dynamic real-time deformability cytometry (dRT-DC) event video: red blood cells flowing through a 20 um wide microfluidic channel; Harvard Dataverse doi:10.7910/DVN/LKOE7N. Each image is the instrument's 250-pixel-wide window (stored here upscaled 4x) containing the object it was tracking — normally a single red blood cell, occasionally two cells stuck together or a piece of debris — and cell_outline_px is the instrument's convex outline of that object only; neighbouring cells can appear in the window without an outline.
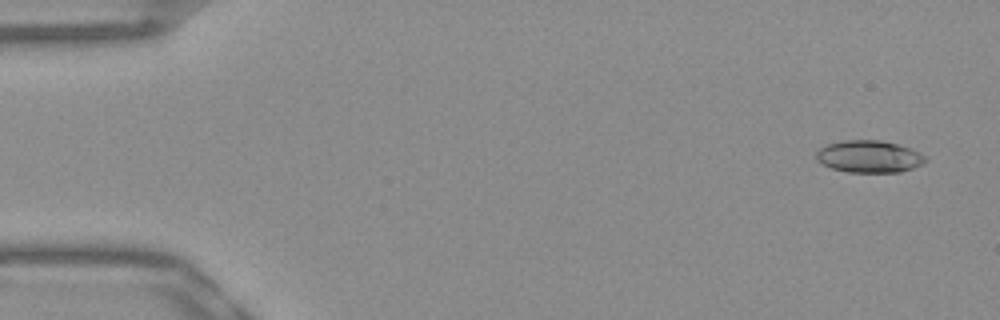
{"species": "Egyptian fruit bat (a non-hibernating species)", "species_latin": "Rousettus aegyptiacus", "temperature_condition": "warm", "stored_images_in_passage": 51, "camera_frame_rate_fps": 3000, "um_per_image_px": 0.085, "frame": {"image": 1, "passage_image": 3, "time_ms": 0.667, "image_size_px": [1000, 320], "cell_outline_px": [[928, 160], [924, 164], [900, 172], [848, 172], [832, 168], [816, 160], [816, 152], [824, 144], [840, 140], [880, 140], [896, 144], [920, 152]], "centroid_in_image_um": [73.86, 13.3], "position_along_channel_um": 11.1, "area_um2": 20.52}}
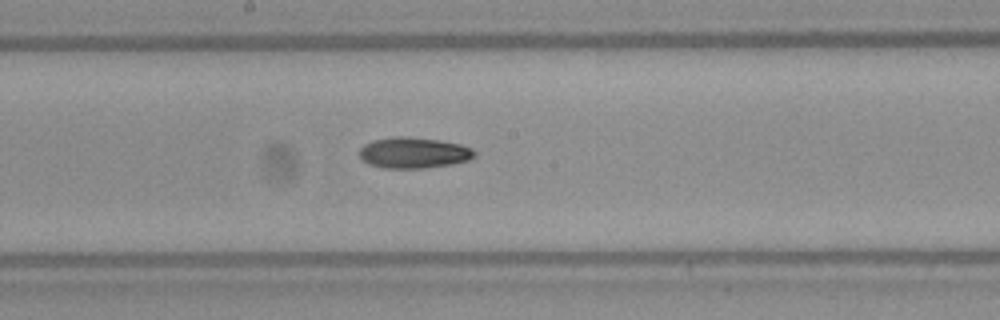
{"frame": {"image": 2, "passage_image": 28, "time_ms": 9.0, "image_size_px": [1000, 320], "cell_outline_px": [[476, 156], [468, 160], [452, 164], [424, 168], [384, 168], [368, 164], [360, 160], [360, 148], [364, 144], [372, 140], [392, 136], [404, 136], [440, 140], [460, 144], [472, 148], [476, 152]], "centroid_in_image_um": [35.14, 12.98], "position_along_channel_um": 213.1, "area_um2": 20.98}}
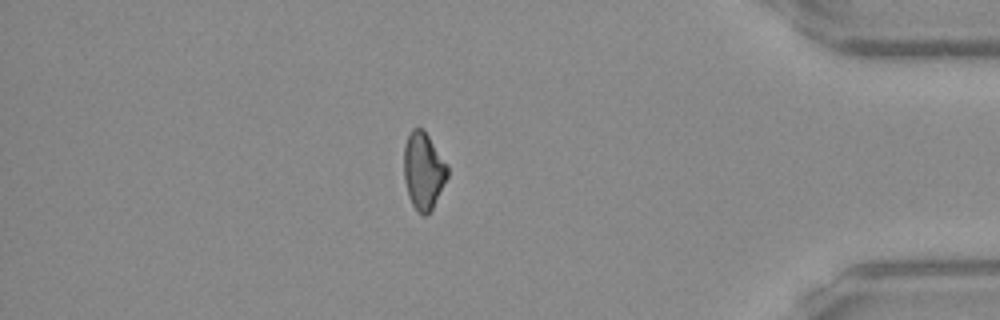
{"frame": {"image": 3, "passage_image": 45, "time_ms": 14.667, "image_size_px": [1000, 320], "cell_outline_px": [[448, 176], [432, 208], [424, 216], [416, 212], [408, 196], [404, 180], [404, 144], [412, 128], [424, 128], [448, 164]], "centroid_in_image_um": [35.99, 14.49], "position_along_channel_um": 399.2, "area_um2": 19.77}}